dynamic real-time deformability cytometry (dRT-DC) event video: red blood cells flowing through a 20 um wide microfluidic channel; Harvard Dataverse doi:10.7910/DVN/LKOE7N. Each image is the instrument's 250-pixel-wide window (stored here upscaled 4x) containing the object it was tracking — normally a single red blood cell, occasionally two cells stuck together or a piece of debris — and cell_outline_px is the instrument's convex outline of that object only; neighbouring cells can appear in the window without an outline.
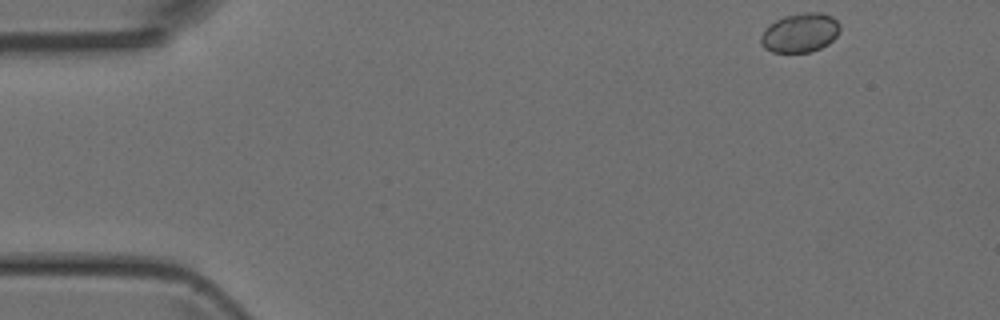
{"species": "Egyptian fruit bat (a non-hibernating species)", "species_latin": "Rousettus aegyptiacus", "temperature_condition": "room temperature", "stored_images_in_passage": 45, "camera_frame_rate_fps": 3000, "um_per_image_px": 0.085, "animal": {"sex": "female"}, "frame": {"image": 1, "passage_image": 1, "time_ms": 0.0, "image_size_px": [1000, 320], "cell_outline_px": [[840, 32], [828, 44], [820, 48], [808, 52], [772, 52], [764, 48], [760, 44], [760, 36], [776, 20], [784, 16], [804, 12], [820, 12], [832, 16], [840, 24]], "centroid_in_image_um": [68.03, 2.78], "position_along_channel_um": 17.0, "area_um2": 17.98}}
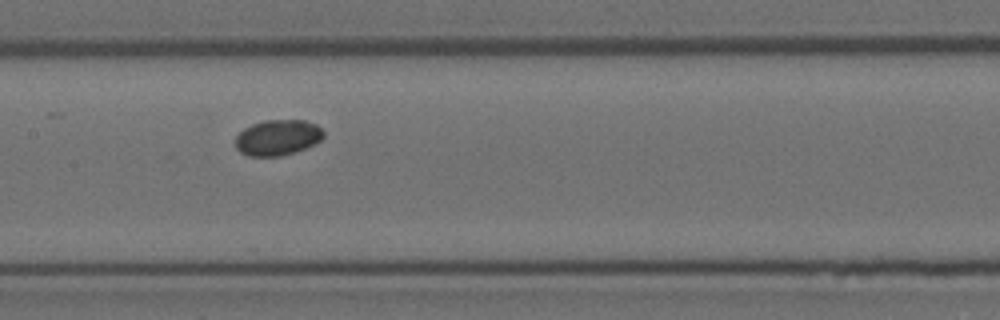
{"frame": {"image": 2, "passage_image": 20, "time_ms": 6.333, "image_size_px": [1000, 320], "cell_outline_px": [[324, 136], [316, 144], [296, 152], [280, 156], [248, 156], [240, 152], [236, 148], [236, 136], [244, 128], [252, 124], [264, 120], [304, 120], [316, 124], [324, 132]], "centroid_in_image_um": [23.61, 11.69], "position_along_channel_um": 183.8, "area_um2": 18.44}}
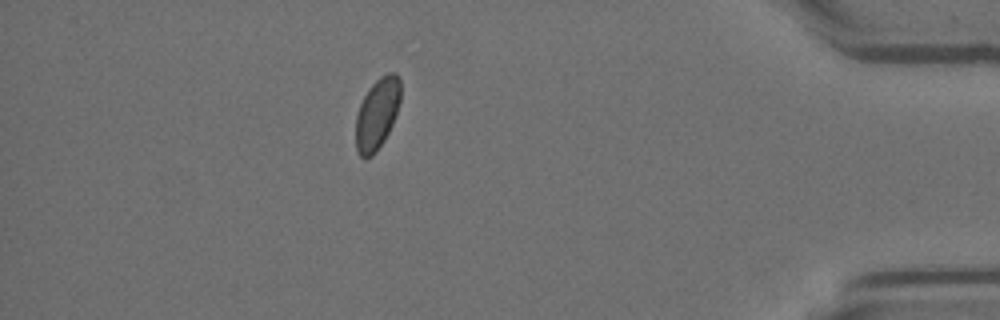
{"frame": {"image": 3, "passage_image": 39, "time_ms": 12.667, "image_size_px": [1000, 320], "cell_outline_px": [[400, 100], [396, 116], [384, 140], [376, 152], [372, 156], [364, 160], [356, 152], [356, 116], [360, 104], [368, 88], [380, 76], [388, 72], [396, 72], [400, 76]], "centroid_in_image_um": [32.05, 9.67], "position_along_channel_um": 403.1, "area_um2": 18.84}}